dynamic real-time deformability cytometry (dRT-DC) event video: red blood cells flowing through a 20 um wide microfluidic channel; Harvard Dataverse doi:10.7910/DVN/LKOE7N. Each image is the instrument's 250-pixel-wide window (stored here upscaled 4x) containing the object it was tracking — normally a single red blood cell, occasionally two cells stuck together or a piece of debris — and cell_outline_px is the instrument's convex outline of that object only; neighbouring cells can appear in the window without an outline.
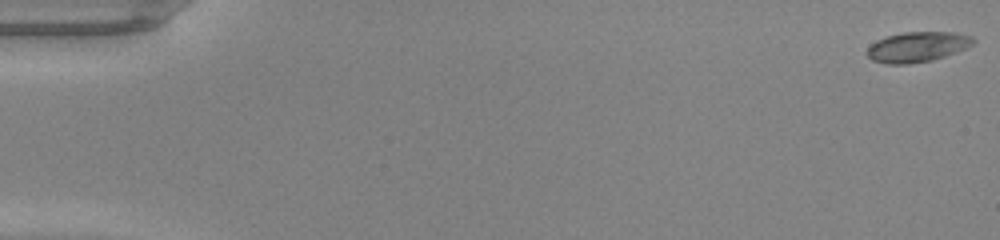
{"species": "common noctule bat (a hibernating species)", "species_latin": "Nyctalus noctula", "temperature_condition": "warm", "stored_images_in_passage": 46, "camera_frame_rate_fps": 3000, "um_per_image_px": 0.085, "animal": {"sex": "male", "body_mass_g": 20.0, "forearm_length_mm": 53.3}, "frame": {"image": 1, "passage_image": 1, "time_ms": 0.0, "image_size_px": [1000, 240], "cell_outline_px": [[976, 40], [972, 44], [956, 52], [932, 60], [908, 64], [888, 64], [872, 60], [868, 56], [868, 48], [876, 40], [888, 36], [904, 32], [956, 32], [972, 36]], "centroid_in_image_um": [77.99, 3.98], "position_along_channel_um": 7.0, "area_um2": 18.5}}
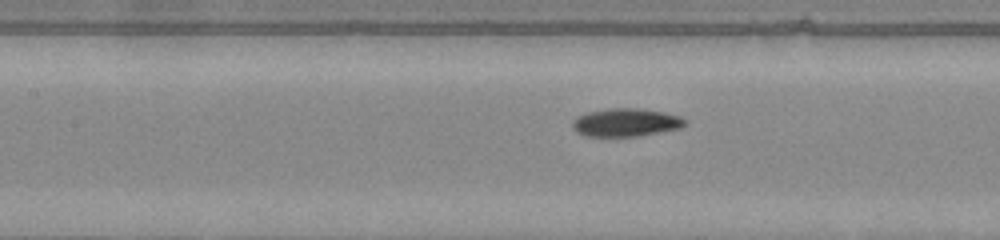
{"frame": {"image": 2, "passage_image": 23, "time_ms": 7.333, "image_size_px": [1000, 240], "cell_outline_px": [[688, 124], [680, 128], [640, 136], [588, 136], [576, 132], [572, 128], [572, 120], [576, 116], [588, 112], [608, 108], [636, 108], [664, 112], [680, 116], [688, 120]], "centroid_in_image_um": [53.21, 10.4], "position_along_channel_um": 154.2, "area_um2": 18.61}}
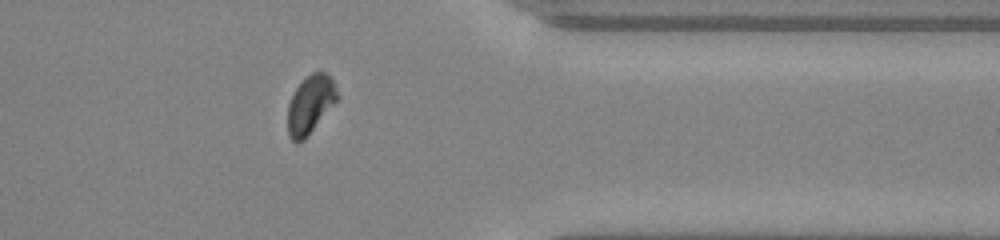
{"frame": {"image": 3, "passage_image": 40, "time_ms": 13.0, "image_size_px": [1000, 240], "cell_outline_px": [[340, 96], [308, 136], [304, 140], [296, 144], [288, 136], [288, 104], [296, 88], [312, 72], [324, 72], [332, 80]], "centroid_in_image_um": [26.37, 8.92], "position_along_channel_um": 385.0, "area_um2": 16.59}}